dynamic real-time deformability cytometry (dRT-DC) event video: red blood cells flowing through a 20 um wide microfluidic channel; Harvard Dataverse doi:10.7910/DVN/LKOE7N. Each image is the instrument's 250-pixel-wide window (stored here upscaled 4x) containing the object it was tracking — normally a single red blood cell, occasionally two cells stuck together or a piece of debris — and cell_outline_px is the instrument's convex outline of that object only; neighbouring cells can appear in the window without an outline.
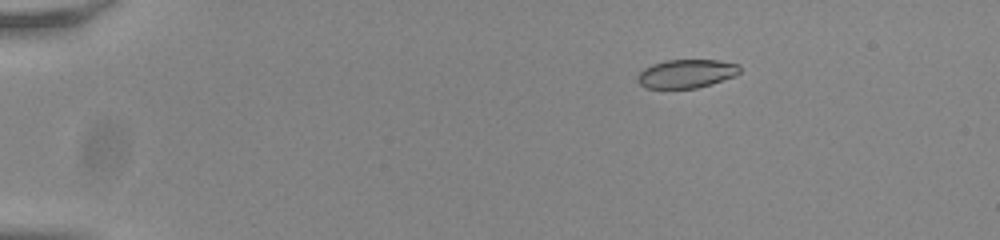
{"species": "common noctule bat (a hibernating species)", "species_latin": "Nyctalus noctula", "temperature_condition": "room temperature", "stored_images_in_passage": 49, "camera_frame_rate_fps": 3000, "um_per_image_px": 0.085, "animal": {"sex": "male", "body_mass_g": 20.0, "forearm_length_mm": 53.3}, "frame": {"image": 1, "passage_image": 3, "time_ms": 0.667, "image_size_px": [1000, 240], "cell_outline_px": [[740, 72], [736, 76], [696, 88], [644, 88], [636, 80], [636, 76], [644, 68], [652, 64], [668, 60], [720, 60], [740, 64]], "centroid_in_image_um": [58.34, 6.26], "position_along_channel_um": 26.7, "area_um2": 17.11}}
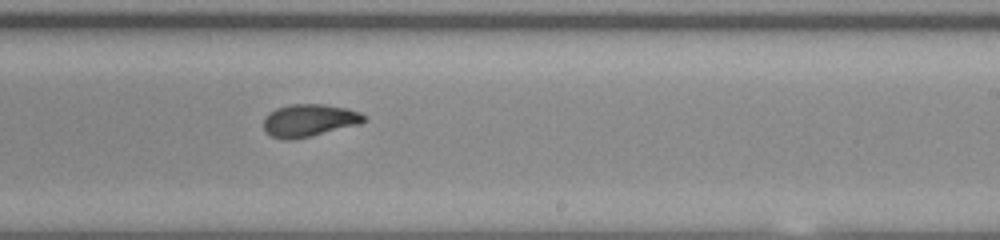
{"frame": {"image": 2, "passage_image": 29, "time_ms": 9.333, "image_size_px": [1000, 240], "cell_outline_px": [[368, 116], [360, 124], [312, 136], [292, 140], [284, 140], [272, 136], [264, 132], [264, 120], [268, 112], [276, 108], [292, 104], [324, 104], [348, 108], [360, 112]], "centroid_in_image_um": [26.28, 10.23], "position_along_channel_um": 262.7, "area_um2": 19.25}}
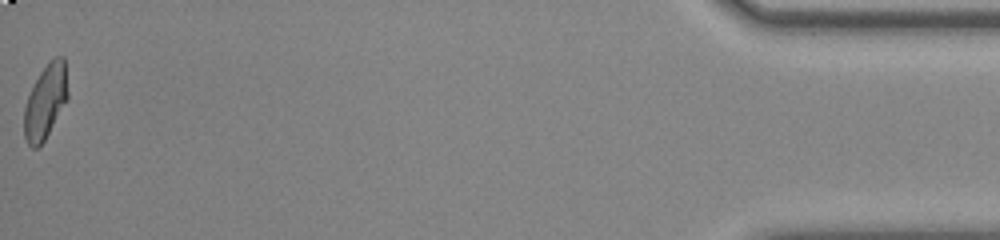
{"frame": {"image": 3, "passage_image": 49, "time_ms": 16.0, "image_size_px": [1000, 240], "cell_outline_px": [[68, 96], [44, 140], [36, 148], [32, 148], [28, 144], [24, 136], [24, 108], [28, 96], [40, 72], [56, 56], [64, 56], [68, 92]], "centroid_in_image_um": [3.85, 8.63], "position_along_channel_um": 431.3, "area_um2": 18.32}, "authors_computed_cell_mechanics": {"area_um2": 18.7272, "velocity_mm_per_s": 3.8156, "shape_relaxation_time_tau1_ms": 7.0772, "shape_relaxation_time_tau2_ms": 1.4482, "deformation_change_tau1": 0.1872, "deformation_change_tau2": 0.0664}}